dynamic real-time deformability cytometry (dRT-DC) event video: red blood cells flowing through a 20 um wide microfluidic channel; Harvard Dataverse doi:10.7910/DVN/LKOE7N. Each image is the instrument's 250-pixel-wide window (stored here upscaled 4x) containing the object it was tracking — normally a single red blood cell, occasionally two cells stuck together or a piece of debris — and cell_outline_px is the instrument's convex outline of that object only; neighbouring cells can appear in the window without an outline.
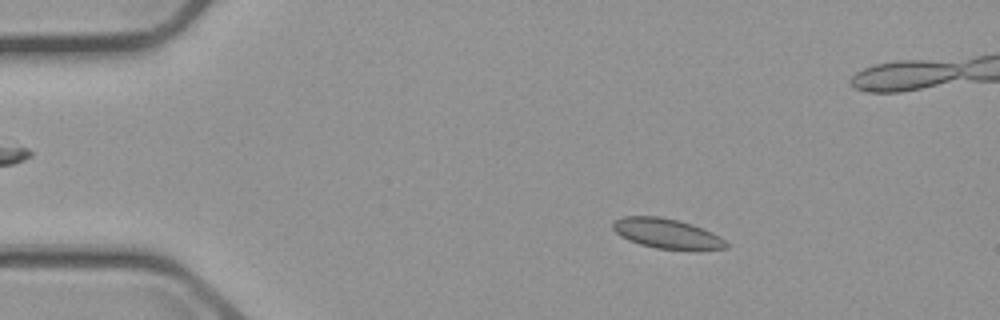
{"species": "common noctule bat (a hibernating species)", "species_latin": "Nyctalus noctula", "temperature_condition": "cold", "stored_images_in_passage": 4, "camera_frame_rate_fps": 3000, "um_per_image_px": 0.085, "animal": {"sex": "male", "body_mass_g": 23.1, "forearm_length_mm": 52.7}, "frame": {"image": 1, "passage_image": 1, "time_ms": 0.0, "image_size_px": [1000, 320], "cell_outline_px": [[728, 248], [696, 252], [656, 248], [640, 244], [628, 240], [620, 236], [612, 228], [612, 220], [624, 216], [660, 216], [692, 224], [712, 232], [720, 236], [728, 244]], "centroid_in_image_um": [56.72, 19.88], "position_along_channel_um": 28.3, "area_um2": 20.35}}